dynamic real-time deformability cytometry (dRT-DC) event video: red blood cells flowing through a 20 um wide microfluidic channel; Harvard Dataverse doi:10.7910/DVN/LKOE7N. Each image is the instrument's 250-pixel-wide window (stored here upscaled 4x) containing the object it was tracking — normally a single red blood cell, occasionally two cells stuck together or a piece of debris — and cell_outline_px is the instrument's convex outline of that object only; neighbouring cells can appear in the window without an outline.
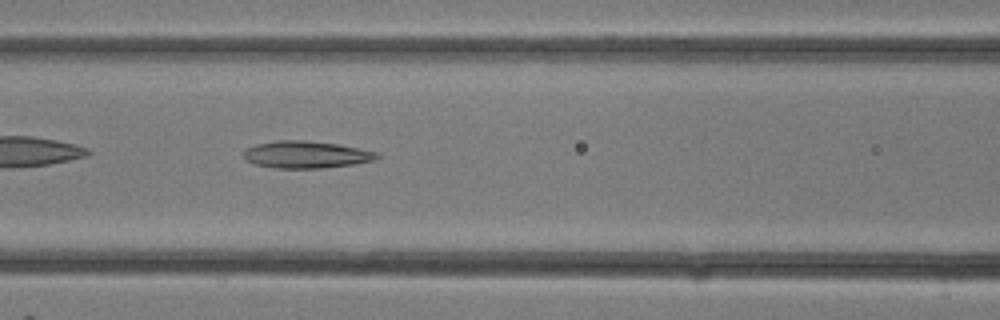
{"species": "common noctule bat (a hibernating species)", "species_latin": "Nyctalus noctula", "temperature_condition": "room temperature", "stored_images_in_passage": 7, "camera_frame_rate_fps": 3000, "um_per_image_px": 0.085, "animal": {"sex": "female"}, "frame": {"image": 1, "passage_image": 7, "time_ms": 2.0, "image_size_px": [1000, 320], "cell_outline_px": [[380, 156], [372, 160], [352, 164], [320, 168], [272, 168], [256, 164], [248, 160], [244, 156], [244, 152], [248, 148], [256, 144], [276, 140], [304, 140], [336, 144], [376, 152]], "centroid_in_image_um": [25.98, 13.14], "position_along_channel_um": 140.6, "area_um2": 20.63}}